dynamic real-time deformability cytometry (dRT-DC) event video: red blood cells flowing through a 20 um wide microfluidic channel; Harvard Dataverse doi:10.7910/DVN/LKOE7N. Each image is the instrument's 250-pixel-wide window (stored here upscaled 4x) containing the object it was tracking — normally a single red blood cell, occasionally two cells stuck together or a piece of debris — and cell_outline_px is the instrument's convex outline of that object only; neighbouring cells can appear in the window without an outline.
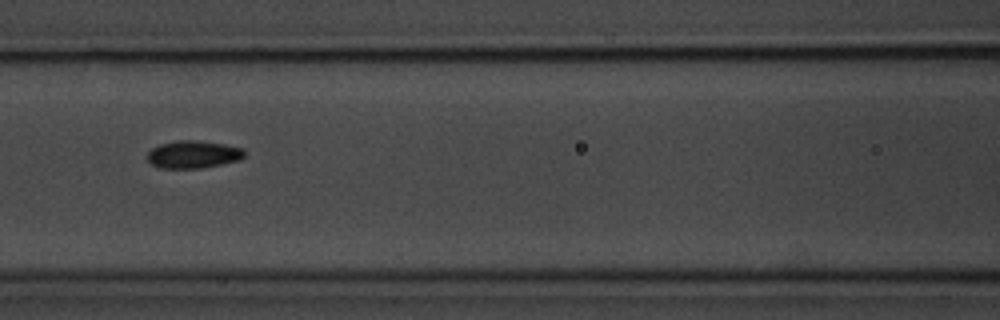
{"species": "common noctule bat (a hibernating species)", "species_latin": "Nyctalus noctula", "temperature_condition": "room temperature", "stored_images_in_passage": 9, "camera_frame_rate_fps": 3000, "um_per_image_px": 0.085, "animal": {"sex": "male", "body_mass_g": 20.1, "forearm_length_mm": 53.5}, "frame": {"image": 1, "passage_image": 8, "time_ms": 8.0, "image_size_px": [1000, 320], "cell_outline_px": [[244, 156], [240, 160], [200, 168], [160, 168], [152, 164], [148, 160], [148, 152], [152, 148], [160, 144], [176, 140], [196, 140], [224, 144], [244, 148]], "centroid_in_image_um": [16.42, 13.12], "position_along_channel_um": 150.2, "area_um2": 15.55}}
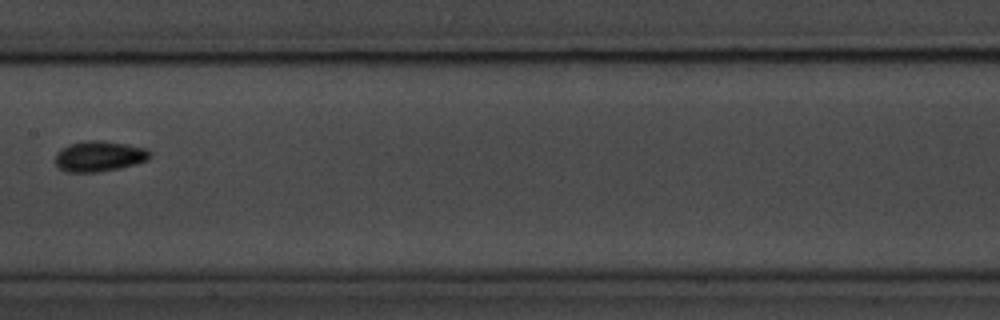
{"frame": {"image": 2, "passage_image": 9, "time_ms": 9.333, "image_size_px": [1000, 320], "cell_outline_px": [[148, 160], [136, 164], [120, 168], [96, 172], [64, 172], [56, 164], [56, 152], [60, 148], [68, 144], [84, 140], [104, 140], [128, 144], [144, 148], [148, 152]], "centroid_in_image_um": [8.38, 13.27], "position_along_channel_um": 199.0, "area_um2": 16.94}}